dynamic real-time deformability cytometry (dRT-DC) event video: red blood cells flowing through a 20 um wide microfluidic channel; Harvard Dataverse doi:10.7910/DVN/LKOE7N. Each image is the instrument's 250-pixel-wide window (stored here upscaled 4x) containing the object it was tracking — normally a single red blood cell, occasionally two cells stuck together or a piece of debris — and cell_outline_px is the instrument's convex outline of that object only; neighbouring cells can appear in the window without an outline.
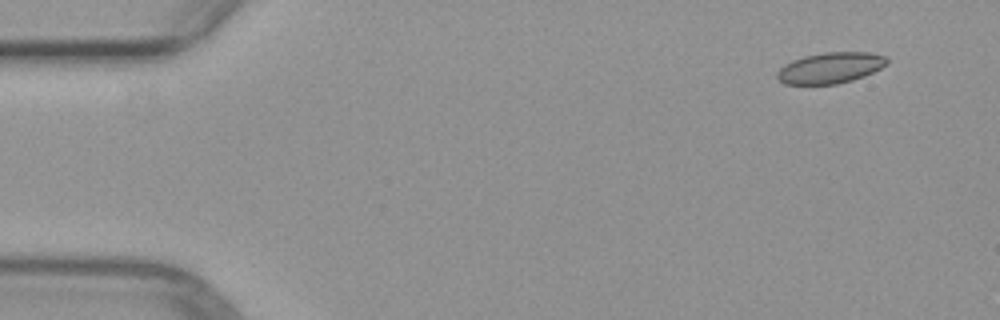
{"species": "common noctule bat (a hibernating species)", "species_latin": "Nyctalus noctula", "temperature_condition": "warm", "stored_images_in_passage": 9, "camera_frame_rate_fps": 3000, "um_per_image_px": 0.085, "animal": {"sex": "female", "body_mass_g": 29.2, "forearm_length_mm": 56.3}, "frame": {"image": 1, "passage_image": 1, "time_ms": 0.0, "image_size_px": [1000, 320], "cell_outline_px": [[888, 64], [864, 76], [852, 80], [836, 84], [784, 84], [776, 76], [776, 72], [784, 64], [792, 60], [804, 56], [824, 52], [868, 52], [888, 56]], "centroid_in_image_um": [70.58, 5.76], "position_along_channel_um": 14.4, "area_um2": 19.88}}